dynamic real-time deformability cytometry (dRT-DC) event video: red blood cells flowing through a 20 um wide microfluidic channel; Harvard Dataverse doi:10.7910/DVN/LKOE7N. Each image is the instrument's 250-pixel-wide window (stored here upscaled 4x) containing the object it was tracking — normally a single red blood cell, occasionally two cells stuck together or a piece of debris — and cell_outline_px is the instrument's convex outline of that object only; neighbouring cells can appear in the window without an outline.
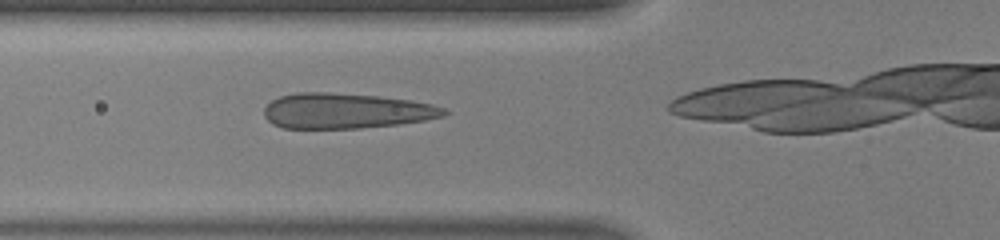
{"species": "human", "species_latin": "Homo sapiens", "temperature_condition": "warm", "stored_images_in_passage": 19, "camera_frame_rate_fps": 3000, "um_per_image_px": 0.085, "donor": {"sex": "male"}, "frame": {"image": 1, "passage_image": 10, "time_ms": 3.0, "image_size_px": [1000, 240], "cell_outline_px": [[448, 112], [444, 116], [424, 120], [400, 124], [360, 128], [284, 128], [272, 124], [264, 116], [264, 108], [272, 100], [280, 96], [296, 92], [328, 92], [380, 96], [412, 100], [432, 104], [444, 108]], "centroid_in_image_um": [29.41, 9.42], "position_along_channel_um": 96.4, "area_um2": 37.17}}
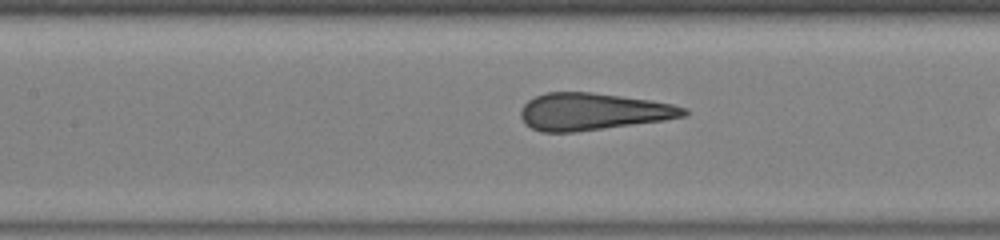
{"frame": {"image": 2, "passage_image": 14, "time_ms": 4.333, "image_size_px": [1000, 240], "cell_outline_px": [[688, 116], [664, 120], [576, 132], [540, 132], [524, 124], [520, 116], [520, 112], [524, 104], [528, 100], [544, 92], [592, 92], [652, 100], [672, 104], [688, 108]], "centroid_in_image_um": [50.4, 9.48], "position_along_channel_um": 157.0, "area_um2": 35.49}}
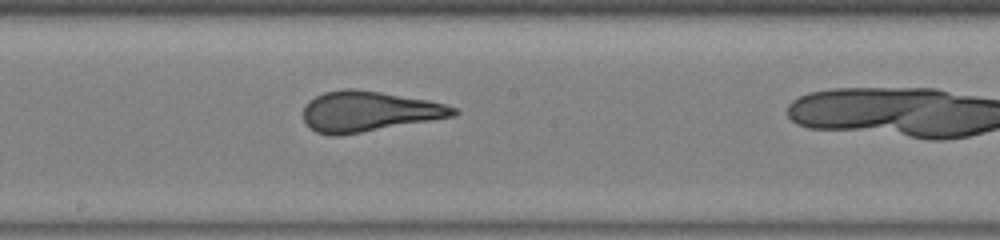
{"frame": {"image": 3, "passage_image": 18, "time_ms": 5.667, "image_size_px": [1000, 240], "cell_outline_px": [[460, 112], [456, 116], [340, 136], [328, 136], [316, 132], [308, 128], [304, 120], [304, 108], [308, 100], [324, 92], [344, 88], [356, 88], [428, 100], [444, 104], [456, 108]], "centroid_in_image_um": [31.32, 9.48], "position_along_channel_um": 216.9, "area_um2": 35.6}}